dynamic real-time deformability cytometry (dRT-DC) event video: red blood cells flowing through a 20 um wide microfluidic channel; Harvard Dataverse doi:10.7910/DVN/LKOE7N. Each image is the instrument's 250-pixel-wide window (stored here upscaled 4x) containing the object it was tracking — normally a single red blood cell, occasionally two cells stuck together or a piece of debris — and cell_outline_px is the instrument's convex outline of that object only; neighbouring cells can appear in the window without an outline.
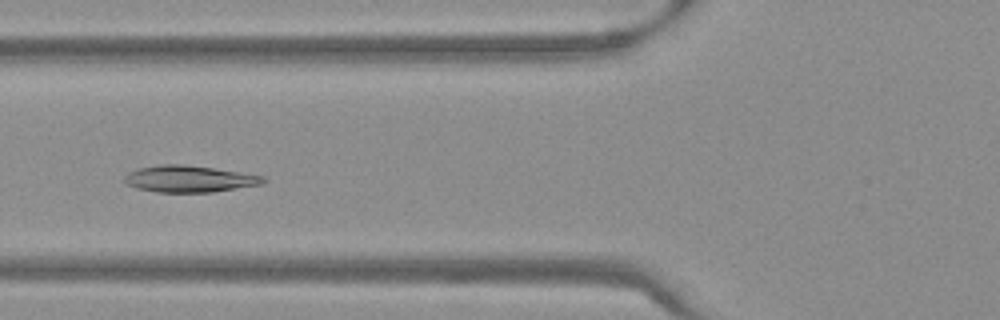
{"species": "Egyptian fruit bat (a non-hibernating species)", "species_latin": "Rousettus aegyptiacus", "temperature_condition": "warm", "stored_images_in_passage": 54, "camera_frame_rate_fps": 3000, "um_per_image_px": 0.085, "frame": {"image": 1, "passage_image": 21, "time_ms": 6.667, "image_size_px": [1000, 320], "cell_outline_px": [[268, 180], [264, 184], [212, 192], [156, 192], [136, 188], [128, 184], [124, 180], [124, 176], [128, 172], [140, 168], [160, 164], [184, 164], [240, 172], [264, 176]], "centroid_in_image_um": [16.11, 15.2], "position_along_channel_um": 109.7, "area_um2": 21.56}}
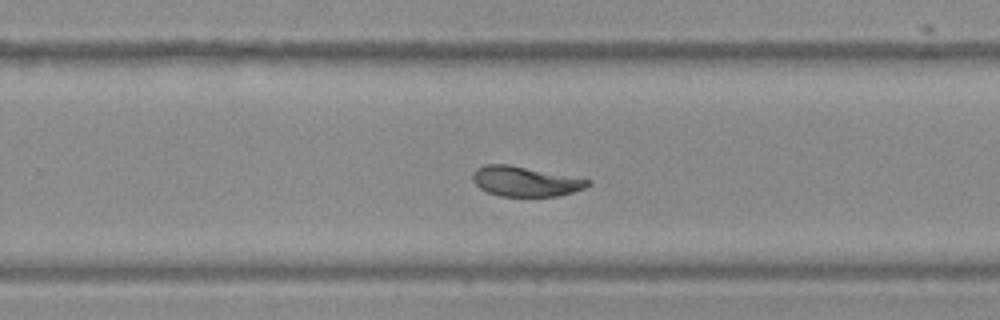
{"frame": {"image": 2, "passage_image": 35, "time_ms": 11.333, "image_size_px": [1000, 320], "cell_outline_px": [[588, 184], [584, 188], [560, 196], [500, 196], [488, 192], [480, 188], [472, 180], [472, 172], [476, 168], [484, 164], [508, 164], [588, 180]], "centroid_in_image_um": [44.55, 15.42], "position_along_channel_um": 285.3, "area_um2": 19.71}}
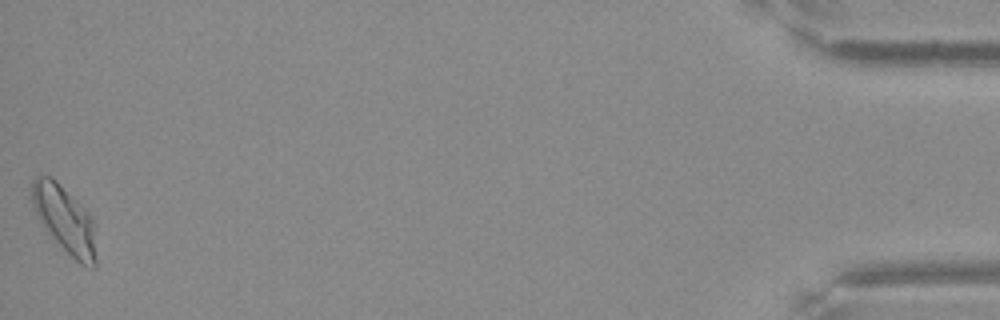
{"frame": {"image": 3, "passage_image": 54, "time_ms": 17.667, "image_size_px": [1000, 320], "cell_outline_px": [[96, 268], [92, 268], [80, 264], [48, 232], [40, 220], [32, 204], [32, 180], [36, 176], [52, 176], [76, 200], [92, 220], [96, 260]], "centroid_in_image_um": [5.48, 18.64], "position_along_channel_um": 429.7, "area_um2": 24.16}, "authors_computed_cell_mechanics": {"area_um2": 21.8195, "velocity_mm_per_s": 3.766, "shape_relaxation_time_tau1_ms": 4.1902, "shape_relaxation_time_tau2_ms": 1.7164, "deformation_change_tau1": 0.1389, "deformation_change_tau2": 0.0393}}